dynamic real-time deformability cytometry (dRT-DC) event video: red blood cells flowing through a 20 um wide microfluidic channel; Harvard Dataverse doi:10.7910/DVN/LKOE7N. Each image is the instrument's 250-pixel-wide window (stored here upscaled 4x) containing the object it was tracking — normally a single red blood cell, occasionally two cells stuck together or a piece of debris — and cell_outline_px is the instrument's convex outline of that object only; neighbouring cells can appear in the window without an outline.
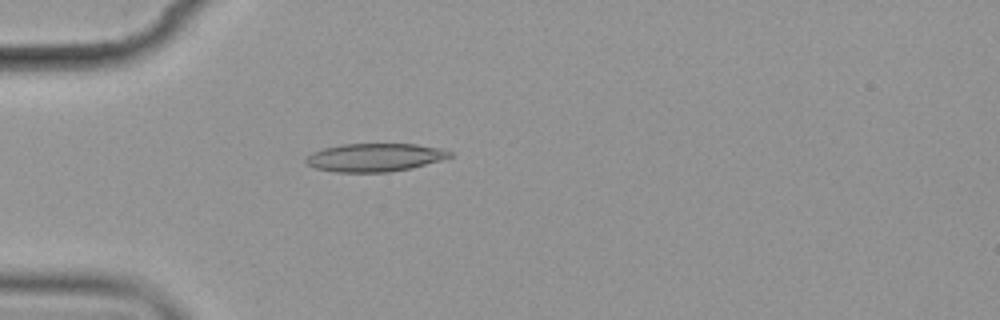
{"species": "common noctule bat (a hibernating species)", "species_latin": "Nyctalus noctula", "temperature_condition": "cold", "stored_images_in_passage": 6, "camera_frame_rate_fps": 3000, "um_per_image_px": 0.085, "animal": {"sex": "female", "body_mass_g": 19.9}, "frame": {"image": 1, "passage_image": 5, "time_ms": 4.667, "image_size_px": [1000, 320], "cell_outline_px": [[452, 156], [440, 160], [412, 168], [388, 172], [336, 172], [316, 168], [308, 164], [304, 160], [312, 152], [324, 148], [340, 144], [416, 144], [440, 148], [452, 152]], "centroid_in_image_um": [31.85, 13.38], "position_along_channel_um": 53.1, "area_um2": 23.52}}